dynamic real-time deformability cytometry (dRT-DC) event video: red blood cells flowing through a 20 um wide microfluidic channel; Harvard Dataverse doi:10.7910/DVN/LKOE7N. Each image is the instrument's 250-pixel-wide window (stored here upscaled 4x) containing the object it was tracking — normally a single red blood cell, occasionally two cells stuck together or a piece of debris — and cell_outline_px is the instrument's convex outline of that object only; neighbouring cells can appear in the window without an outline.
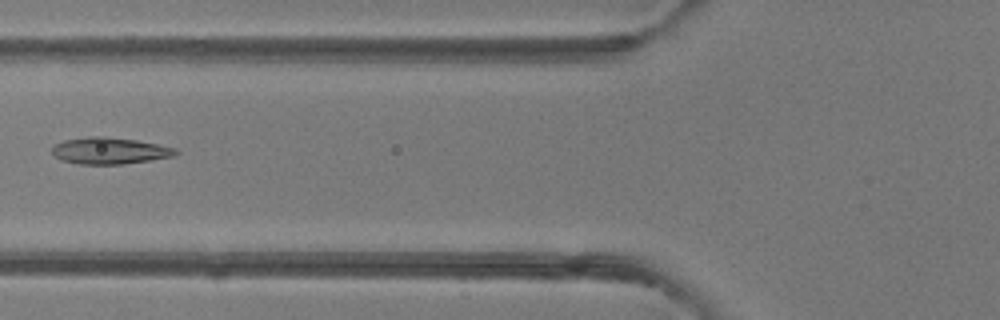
{"species": "common noctule bat (a hibernating species)", "species_latin": "Nyctalus noctula", "temperature_condition": "room temperature", "stored_images_in_passage": 3, "camera_frame_rate_fps": 3000, "um_per_image_px": 0.085, "animal": {"sex": "female"}, "frame": {"image": 1, "passage_image": 2, "time_ms": 1.333, "image_size_px": [1000, 320], "cell_outline_px": [[180, 152], [172, 156], [124, 164], [76, 164], [60, 160], [52, 152], [52, 148], [56, 144], [64, 140], [88, 136], [104, 136], [136, 140], [176, 148]], "centroid_in_image_um": [9.29, 12.81], "position_along_channel_um": 116.5, "area_um2": 19.07}}
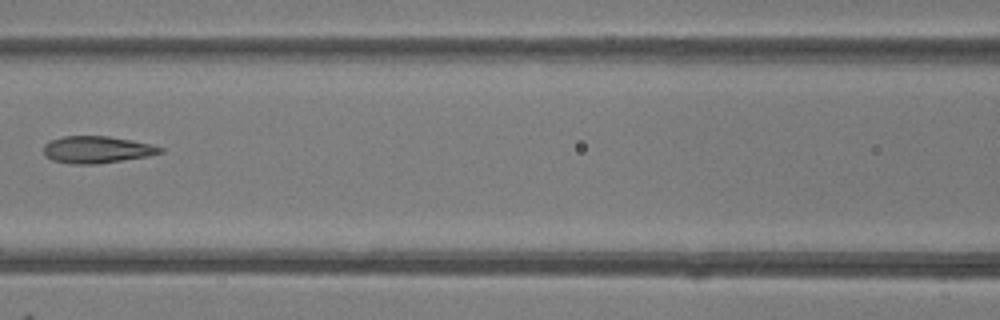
{"frame": {"image": 2, "passage_image": 3, "time_ms": 2.333, "image_size_px": [1000, 320], "cell_outline_px": [[164, 152], [148, 156], [96, 164], [72, 164], [52, 160], [44, 156], [44, 144], [48, 140], [64, 136], [108, 136], [132, 140], [152, 144], [164, 148]], "centroid_in_image_um": [8.22, 12.71], "position_along_channel_um": 158.4, "area_um2": 18.5}}